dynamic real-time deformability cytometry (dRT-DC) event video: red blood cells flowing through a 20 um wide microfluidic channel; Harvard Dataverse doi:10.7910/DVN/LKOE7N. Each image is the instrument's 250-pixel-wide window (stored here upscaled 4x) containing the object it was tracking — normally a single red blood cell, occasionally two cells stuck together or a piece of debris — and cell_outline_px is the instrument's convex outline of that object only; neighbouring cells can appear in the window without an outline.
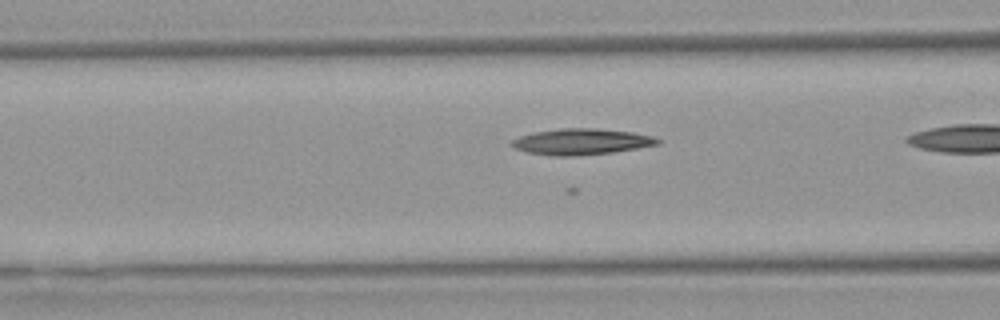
{"species": "Egyptian fruit bat (a non-hibernating species)", "species_latin": "Rousettus aegyptiacus", "temperature_condition": "warm", "stored_images_in_passage": 27, "camera_frame_rate_fps": 3000, "um_per_image_px": 0.085, "animal": {"sex": "female"}, "frame": {"image": 1, "passage_image": 6, "time_ms": 1.667, "image_size_px": [1000, 320], "cell_outline_px": [[664, 140], [660, 144], [612, 152], [572, 156], [548, 156], [528, 152], [516, 148], [508, 144], [512, 140], [520, 136], [532, 132], [560, 128], [596, 128], [632, 132], [652, 136]], "centroid_in_image_um": [49.41, 12.04], "position_along_channel_um": 117.2, "area_um2": 22.25}}